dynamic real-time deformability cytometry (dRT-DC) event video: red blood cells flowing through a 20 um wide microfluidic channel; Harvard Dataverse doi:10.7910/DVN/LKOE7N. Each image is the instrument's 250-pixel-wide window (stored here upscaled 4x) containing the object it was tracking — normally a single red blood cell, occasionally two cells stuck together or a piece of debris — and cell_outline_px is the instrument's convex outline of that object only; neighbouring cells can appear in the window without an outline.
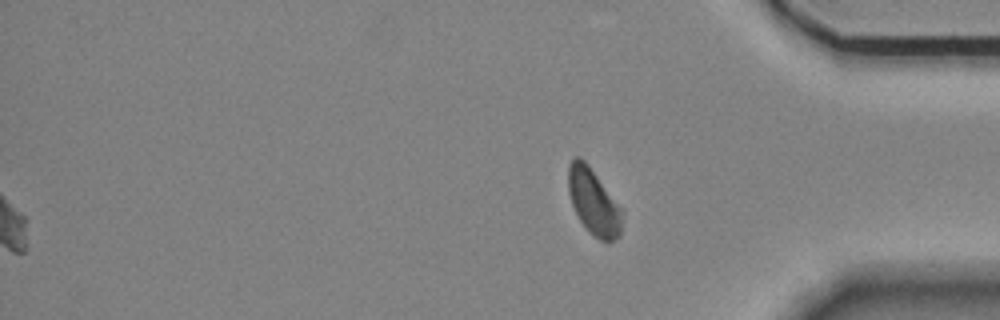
{"species": "Egyptian fruit bat (a non-hibernating species)", "species_latin": "Rousettus aegyptiacus", "temperature_condition": "room temperature", "stored_images_in_passage": 47, "segment_of_instrument_passage": [2, 2], "camera_frame_rate_fps": 3000, "um_per_image_px": 0.085, "animal": {"sex": "female"}, "frame": {"image": 1, "passage_image": 47, "time_ms": 15.333, "image_size_px": [1000, 320], "cell_outline_px": [[624, 212], [620, 236], [616, 240], [608, 244], [600, 240], [588, 232], [580, 220], [572, 204], [568, 192], [568, 164], [576, 156], [580, 156], [588, 164], [624, 208]], "centroid_in_image_um": [50.51, 17.18], "position_along_channel_um": 384.7, "area_um2": 21.44}}